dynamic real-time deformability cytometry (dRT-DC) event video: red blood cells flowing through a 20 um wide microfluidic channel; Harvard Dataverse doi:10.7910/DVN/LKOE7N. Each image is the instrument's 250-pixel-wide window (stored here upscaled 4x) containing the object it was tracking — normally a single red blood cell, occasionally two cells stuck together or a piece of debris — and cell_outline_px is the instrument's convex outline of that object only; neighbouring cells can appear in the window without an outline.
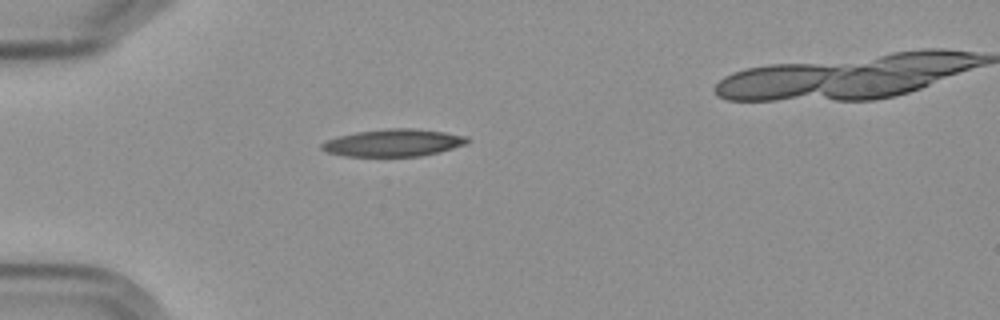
{"species": "Egyptian fruit bat (a non-hibernating species)", "species_latin": "Rousettus aegyptiacus", "temperature_condition": "cold", "stored_images_in_passage": 2, "camera_frame_rate_fps": 3000, "um_per_image_px": 0.085, "frame": {"image": 1, "passage_image": 1, "time_ms": 0.0, "image_size_px": [1000, 320], "cell_outline_px": [[472, 140], [468, 144], [440, 152], [420, 156], [344, 156], [328, 152], [320, 148], [320, 144], [324, 140], [356, 132], [388, 128], [412, 128], [444, 132], [468, 136]], "centroid_in_image_um": [33.48, 12.13], "position_along_channel_um": 51.5, "area_um2": 23.35}}